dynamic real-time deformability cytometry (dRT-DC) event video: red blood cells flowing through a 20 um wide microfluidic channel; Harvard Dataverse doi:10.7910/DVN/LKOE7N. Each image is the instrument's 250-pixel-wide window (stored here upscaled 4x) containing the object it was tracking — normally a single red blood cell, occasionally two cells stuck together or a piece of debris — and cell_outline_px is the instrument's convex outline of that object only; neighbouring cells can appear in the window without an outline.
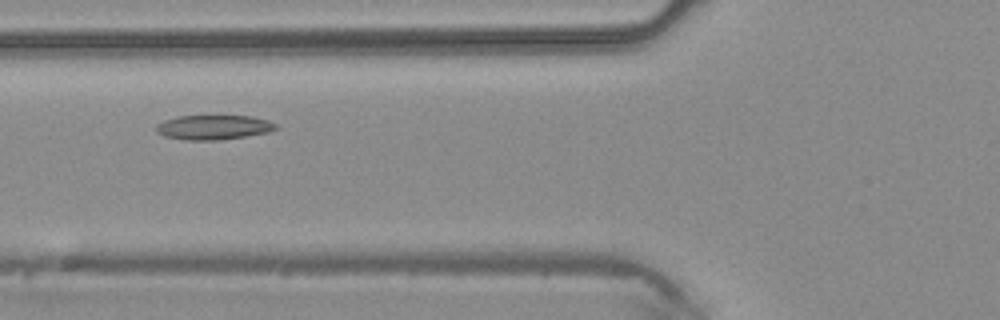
{"species": "common noctule bat (a hibernating species)", "species_latin": "Nyctalus noctula", "temperature_condition": "warm", "stored_images_in_passage": 39, "camera_frame_rate_fps": 3000, "um_per_image_px": 0.085, "animal": {"sex": "male", "body_mass_g": 20.4}, "frame": {"image": 1, "passage_image": 11, "time_ms": 3.333, "image_size_px": [1000, 320], "cell_outline_px": [[280, 128], [268, 132], [244, 136], [216, 140], [184, 140], [164, 136], [156, 132], [156, 124], [164, 120], [176, 116], [252, 116], [268, 120], [276, 124]], "centroid_in_image_um": [18.13, 10.81], "position_along_channel_um": 107.7, "area_um2": 17.17}}
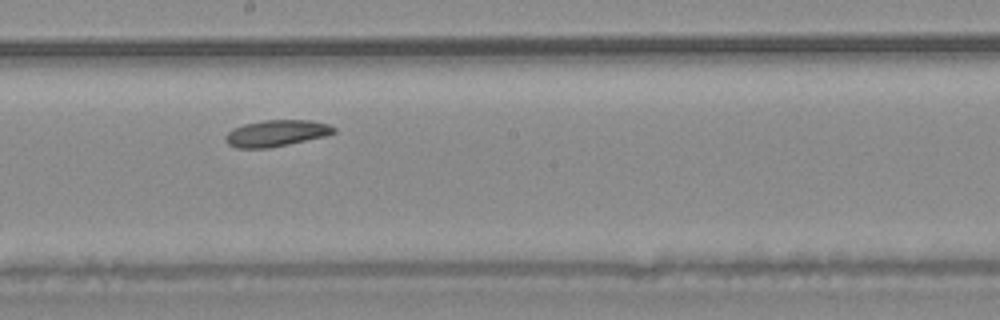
{"frame": {"image": 2, "passage_image": 19, "time_ms": 6.0, "image_size_px": [1000, 320], "cell_outline_px": [[336, 132], [324, 136], [288, 144], [268, 148], [236, 148], [228, 144], [224, 140], [224, 136], [232, 128], [244, 124], [264, 120], [312, 120], [328, 124], [336, 128]], "centroid_in_image_um": [23.46, 11.32], "position_along_channel_um": 224.7, "area_um2": 16.7}}
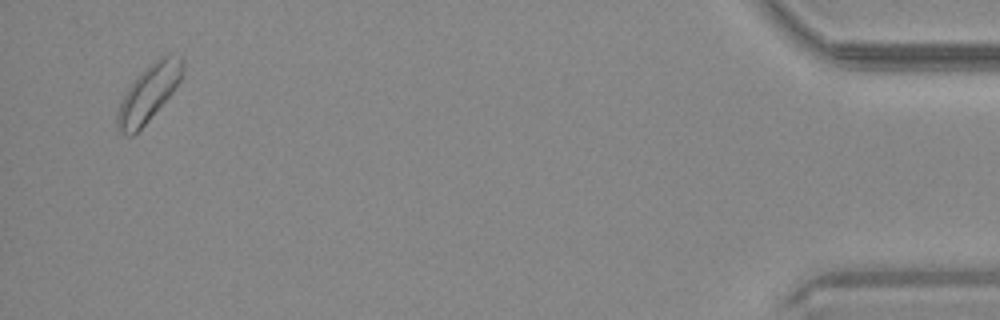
{"frame": {"image": 3, "passage_image": 38, "time_ms": 12.333, "image_size_px": [1000, 320], "cell_outline_px": [[184, 68], [180, 80], [172, 92], [148, 120], [132, 136], [128, 136], [120, 132], [116, 128], [116, 116], [120, 100], [136, 76], [160, 56], [180, 56], [184, 60]], "centroid_in_image_um": [12.6, 7.92], "position_along_channel_um": 422.6, "area_um2": 21.21}}